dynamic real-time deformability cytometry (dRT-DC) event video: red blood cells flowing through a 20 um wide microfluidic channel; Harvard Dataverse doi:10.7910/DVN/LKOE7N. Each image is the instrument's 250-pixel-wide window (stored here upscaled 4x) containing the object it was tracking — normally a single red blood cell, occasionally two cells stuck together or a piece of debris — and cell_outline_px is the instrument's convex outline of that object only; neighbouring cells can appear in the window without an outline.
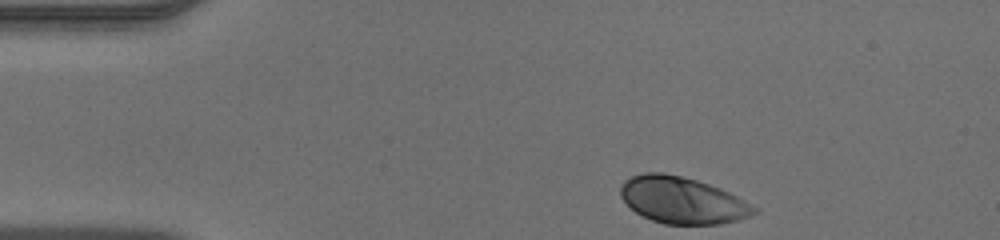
{"species": "human", "species_latin": "Homo sapiens", "temperature_condition": "warm", "stored_images_in_passage": 35, "camera_frame_rate_fps": 3000, "um_per_image_px": 0.085, "donor": {"sex": "male"}, "frame": {"image": 1, "passage_image": 1, "time_ms": 0.0, "image_size_px": [1000, 240], "cell_outline_px": [[760, 212], [740, 220], [720, 224], [664, 224], [652, 220], [636, 212], [620, 196], [620, 188], [624, 180], [632, 176], [644, 172], [660, 172], [680, 176], [696, 180], [720, 188], [744, 200], [756, 208]], "centroid_in_image_um": [58.0, 17.02], "position_along_channel_um": 27.0, "area_um2": 36.13}}
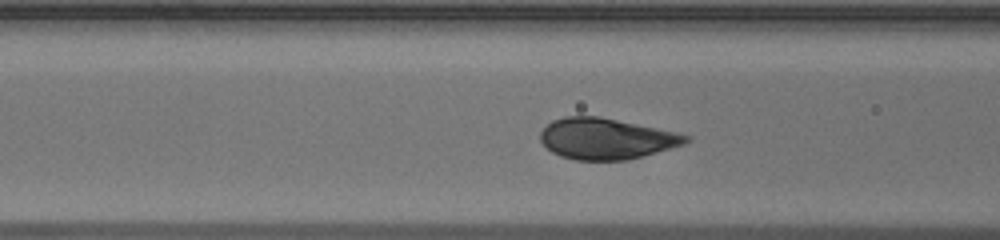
{"frame": {"image": 2, "passage_image": 12, "time_ms": 3.667, "image_size_px": [1000, 240], "cell_outline_px": [[692, 140], [684, 144], [628, 160], [576, 160], [560, 156], [552, 152], [540, 140], [540, 132], [552, 120], [564, 116], [600, 116], [676, 132], [692, 136]], "centroid_in_image_um": [51.53, 11.78], "position_along_channel_um": 115.1, "area_um2": 34.74}}
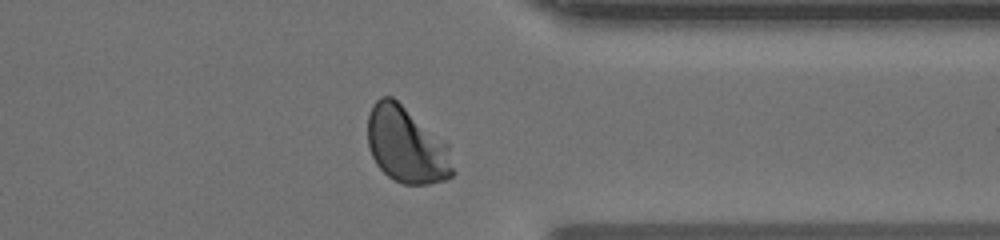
{"frame": {"image": 3, "passage_image": 31, "time_ms": 10.0, "image_size_px": [1000, 240], "cell_outline_px": [[456, 172], [452, 176], [444, 180], [428, 184], [404, 184], [388, 176], [376, 164], [368, 148], [368, 116], [372, 104], [380, 96], [392, 96], [444, 140], [448, 144]], "centroid_in_image_um": [34.56, 12.33], "position_along_channel_um": 376.8, "area_um2": 37.97}}